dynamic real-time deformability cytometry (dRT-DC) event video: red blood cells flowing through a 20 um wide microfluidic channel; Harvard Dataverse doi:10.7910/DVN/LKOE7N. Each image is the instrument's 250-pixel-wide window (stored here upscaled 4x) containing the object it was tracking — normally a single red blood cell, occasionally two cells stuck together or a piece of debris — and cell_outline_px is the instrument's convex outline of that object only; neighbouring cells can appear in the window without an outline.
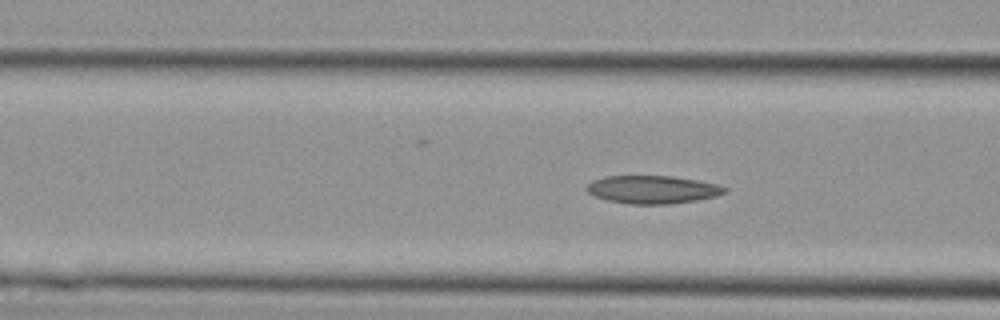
{"species": "Egyptian fruit bat (a non-hibernating species)", "species_latin": "Rousettus aegyptiacus", "temperature_condition": "cold", "stored_images_in_passage": 4, "segment_of_instrument_passage": [2, 2], "camera_frame_rate_fps": 3000, "um_per_image_px": 0.085, "animal": {"sex": "female"}, "frame": {"image": 1, "passage_image": 4, "time_ms": 1.0, "image_size_px": [1000, 320], "cell_outline_px": [[728, 188], [724, 192], [716, 196], [696, 200], [668, 204], [632, 204], [608, 200], [596, 196], [588, 192], [584, 188], [592, 180], [604, 176], [672, 176], [720, 184]], "centroid_in_image_um": [55.46, 16.1], "position_along_channel_um": 111.1, "area_um2": 22.43}}